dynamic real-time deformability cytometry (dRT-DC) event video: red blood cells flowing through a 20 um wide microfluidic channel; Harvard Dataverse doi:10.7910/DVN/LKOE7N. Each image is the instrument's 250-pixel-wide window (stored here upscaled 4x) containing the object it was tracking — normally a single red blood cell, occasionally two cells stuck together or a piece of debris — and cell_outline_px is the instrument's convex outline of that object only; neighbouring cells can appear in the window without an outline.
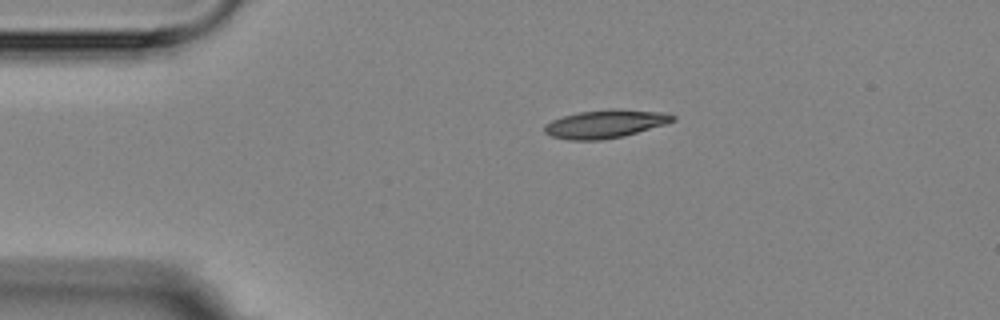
{"species": "Egyptian fruit bat (a non-hibernating species)", "species_latin": "Rousettus aegyptiacus", "temperature_condition": "room temperature", "stored_images_in_passage": 4, "camera_frame_rate_fps": 3000, "um_per_image_px": 0.085, "animal": {"sex": "female"}, "frame": {"image": 1, "passage_image": 1, "time_ms": 0.0, "image_size_px": [1000, 320], "cell_outline_px": [[676, 120], [668, 124], [624, 136], [600, 140], [568, 140], [552, 136], [544, 132], [544, 124], [552, 120], [564, 116], [580, 112], [608, 108], [616, 108], [664, 112], [676, 116]], "centroid_in_image_um": [51.5, 10.52], "position_along_channel_um": 33.5, "area_um2": 21.39}}
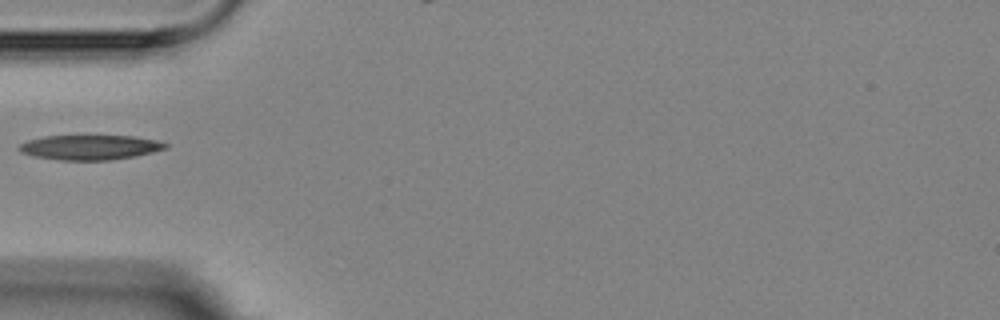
{"frame": {"image": 2, "passage_image": 3, "time_ms": 2.333, "image_size_px": [1000, 320], "cell_outline_px": [[168, 148], [136, 156], [108, 160], [60, 160], [32, 156], [20, 152], [16, 148], [20, 144], [28, 140], [44, 136], [136, 136], [156, 140], [168, 144]], "centroid_in_image_um": [7.63, 12.52], "position_along_channel_um": 77.4, "area_um2": 21.21}}